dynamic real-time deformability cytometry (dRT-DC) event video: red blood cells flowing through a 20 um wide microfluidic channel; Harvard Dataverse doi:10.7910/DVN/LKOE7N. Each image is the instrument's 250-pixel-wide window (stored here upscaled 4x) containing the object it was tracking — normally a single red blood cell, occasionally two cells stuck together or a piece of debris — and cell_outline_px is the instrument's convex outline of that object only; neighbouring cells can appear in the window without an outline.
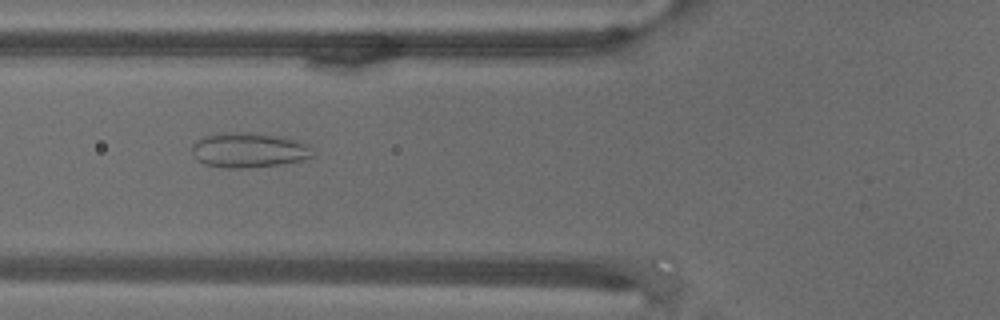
{"species": "common noctule bat (a hibernating species)", "species_latin": "Nyctalus noctula", "temperature_condition": "warm", "stored_images_in_passage": 23, "camera_frame_rate_fps": 3000, "um_per_image_px": 0.085, "animal": {"sex": "male", "body_mass_g": 18.8}, "frame": {"image": 1, "passage_image": 19, "time_ms": 6.0, "image_size_px": [1000, 320], "cell_outline_px": [[316, 156], [300, 160], [280, 164], [244, 168], [228, 168], [204, 164], [192, 152], [192, 144], [204, 136], [228, 132], [248, 132], [280, 136], [308, 144]], "centroid_in_image_um": [21.17, 12.75], "position_along_channel_um": 104.6, "area_um2": 24.33}}